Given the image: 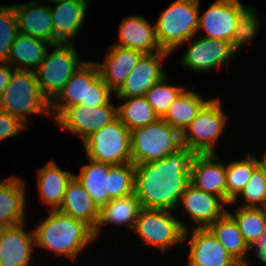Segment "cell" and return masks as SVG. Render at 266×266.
Wrapping results in <instances>:
<instances>
[{
  "mask_svg": "<svg viewBox=\"0 0 266 266\" xmlns=\"http://www.w3.org/2000/svg\"><path fill=\"white\" fill-rule=\"evenodd\" d=\"M195 153L187 147L166 158L134 164V193L145 209L174 211L190 184V169Z\"/></svg>",
  "mask_w": 266,
  "mask_h": 266,
  "instance_id": "obj_1",
  "label": "cell"
},
{
  "mask_svg": "<svg viewBox=\"0 0 266 266\" xmlns=\"http://www.w3.org/2000/svg\"><path fill=\"white\" fill-rule=\"evenodd\" d=\"M33 231L36 247L49 249L57 256L64 255L72 261L96 239L90 225L58 210L51 211Z\"/></svg>",
  "mask_w": 266,
  "mask_h": 266,
  "instance_id": "obj_2",
  "label": "cell"
},
{
  "mask_svg": "<svg viewBox=\"0 0 266 266\" xmlns=\"http://www.w3.org/2000/svg\"><path fill=\"white\" fill-rule=\"evenodd\" d=\"M114 93L102 80L95 62H85L64 84L62 91L50 103V113L55 120L67 107L83 105L98 107L111 101Z\"/></svg>",
  "mask_w": 266,
  "mask_h": 266,
  "instance_id": "obj_3",
  "label": "cell"
},
{
  "mask_svg": "<svg viewBox=\"0 0 266 266\" xmlns=\"http://www.w3.org/2000/svg\"><path fill=\"white\" fill-rule=\"evenodd\" d=\"M0 110L19 118L27 125L29 114L49 115L50 102L43 96L35 72L14 69L0 96Z\"/></svg>",
  "mask_w": 266,
  "mask_h": 266,
  "instance_id": "obj_4",
  "label": "cell"
},
{
  "mask_svg": "<svg viewBox=\"0 0 266 266\" xmlns=\"http://www.w3.org/2000/svg\"><path fill=\"white\" fill-rule=\"evenodd\" d=\"M200 0H176L161 12L155 24L156 38L162 50L173 52L199 28Z\"/></svg>",
  "mask_w": 266,
  "mask_h": 266,
  "instance_id": "obj_5",
  "label": "cell"
},
{
  "mask_svg": "<svg viewBox=\"0 0 266 266\" xmlns=\"http://www.w3.org/2000/svg\"><path fill=\"white\" fill-rule=\"evenodd\" d=\"M130 132L133 164L166 158L183 147L181 133L163 118Z\"/></svg>",
  "mask_w": 266,
  "mask_h": 266,
  "instance_id": "obj_6",
  "label": "cell"
},
{
  "mask_svg": "<svg viewBox=\"0 0 266 266\" xmlns=\"http://www.w3.org/2000/svg\"><path fill=\"white\" fill-rule=\"evenodd\" d=\"M75 43L53 45L35 71L43 96L51 103L62 91L64 84L86 61H81Z\"/></svg>",
  "mask_w": 266,
  "mask_h": 266,
  "instance_id": "obj_7",
  "label": "cell"
},
{
  "mask_svg": "<svg viewBox=\"0 0 266 266\" xmlns=\"http://www.w3.org/2000/svg\"><path fill=\"white\" fill-rule=\"evenodd\" d=\"M171 210L142 208L132 232L162 253L183 242L187 226L177 219Z\"/></svg>",
  "mask_w": 266,
  "mask_h": 266,
  "instance_id": "obj_8",
  "label": "cell"
},
{
  "mask_svg": "<svg viewBox=\"0 0 266 266\" xmlns=\"http://www.w3.org/2000/svg\"><path fill=\"white\" fill-rule=\"evenodd\" d=\"M219 98H212L189 123L182 135V145L195 154L216 153L215 144L227 125L226 112Z\"/></svg>",
  "mask_w": 266,
  "mask_h": 266,
  "instance_id": "obj_9",
  "label": "cell"
},
{
  "mask_svg": "<svg viewBox=\"0 0 266 266\" xmlns=\"http://www.w3.org/2000/svg\"><path fill=\"white\" fill-rule=\"evenodd\" d=\"M88 159L120 165L132 163L131 132L117 117L83 141Z\"/></svg>",
  "mask_w": 266,
  "mask_h": 266,
  "instance_id": "obj_10",
  "label": "cell"
},
{
  "mask_svg": "<svg viewBox=\"0 0 266 266\" xmlns=\"http://www.w3.org/2000/svg\"><path fill=\"white\" fill-rule=\"evenodd\" d=\"M117 117V106L109 102L98 107H86L80 104L67 107L54 121L64 130L81 137L83 142L93 132Z\"/></svg>",
  "mask_w": 266,
  "mask_h": 266,
  "instance_id": "obj_11",
  "label": "cell"
},
{
  "mask_svg": "<svg viewBox=\"0 0 266 266\" xmlns=\"http://www.w3.org/2000/svg\"><path fill=\"white\" fill-rule=\"evenodd\" d=\"M199 33L197 40L191 42L189 38L185 41L188 43V48L181 58V63L185 68L198 73H206L225 65L235 56L236 53L232 50L230 42L201 37V32Z\"/></svg>",
  "mask_w": 266,
  "mask_h": 266,
  "instance_id": "obj_12",
  "label": "cell"
},
{
  "mask_svg": "<svg viewBox=\"0 0 266 266\" xmlns=\"http://www.w3.org/2000/svg\"><path fill=\"white\" fill-rule=\"evenodd\" d=\"M188 232L183 236V242L189 241L188 266H242L208 228H192L190 239Z\"/></svg>",
  "mask_w": 266,
  "mask_h": 266,
  "instance_id": "obj_13",
  "label": "cell"
},
{
  "mask_svg": "<svg viewBox=\"0 0 266 266\" xmlns=\"http://www.w3.org/2000/svg\"><path fill=\"white\" fill-rule=\"evenodd\" d=\"M170 52L161 50L154 54H144L130 72L122 86L114 93L116 98L145 96L146 92L166 74L163 70V58Z\"/></svg>",
  "mask_w": 266,
  "mask_h": 266,
  "instance_id": "obj_14",
  "label": "cell"
},
{
  "mask_svg": "<svg viewBox=\"0 0 266 266\" xmlns=\"http://www.w3.org/2000/svg\"><path fill=\"white\" fill-rule=\"evenodd\" d=\"M240 13V0H216L204 14L199 15L203 37L231 43Z\"/></svg>",
  "mask_w": 266,
  "mask_h": 266,
  "instance_id": "obj_15",
  "label": "cell"
},
{
  "mask_svg": "<svg viewBox=\"0 0 266 266\" xmlns=\"http://www.w3.org/2000/svg\"><path fill=\"white\" fill-rule=\"evenodd\" d=\"M216 153L195 154L190 169V184L220 197L226 203V164Z\"/></svg>",
  "mask_w": 266,
  "mask_h": 266,
  "instance_id": "obj_16",
  "label": "cell"
},
{
  "mask_svg": "<svg viewBox=\"0 0 266 266\" xmlns=\"http://www.w3.org/2000/svg\"><path fill=\"white\" fill-rule=\"evenodd\" d=\"M180 204L184 206V212H188L190 218L198 224L193 228H208L227 211V204L220 197L204 192L192 184L181 195L178 206Z\"/></svg>",
  "mask_w": 266,
  "mask_h": 266,
  "instance_id": "obj_17",
  "label": "cell"
},
{
  "mask_svg": "<svg viewBox=\"0 0 266 266\" xmlns=\"http://www.w3.org/2000/svg\"><path fill=\"white\" fill-rule=\"evenodd\" d=\"M25 223L0 230V266H29L35 246L34 231L26 233Z\"/></svg>",
  "mask_w": 266,
  "mask_h": 266,
  "instance_id": "obj_18",
  "label": "cell"
},
{
  "mask_svg": "<svg viewBox=\"0 0 266 266\" xmlns=\"http://www.w3.org/2000/svg\"><path fill=\"white\" fill-rule=\"evenodd\" d=\"M17 18L18 32L57 45L53 30L50 5L40 6L33 0L29 3L13 5Z\"/></svg>",
  "mask_w": 266,
  "mask_h": 266,
  "instance_id": "obj_19",
  "label": "cell"
},
{
  "mask_svg": "<svg viewBox=\"0 0 266 266\" xmlns=\"http://www.w3.org/2000/svg\"><path fill=\"white\" fill-rule=\"evenodd\" d=\"M89 0H59L50 7L53 21L55 41L60 43H74L75 36L83 27Z\"/></svg>",
  "mask_w": 266,
  "mask_h": 266,
  "instance_id": "obj_20",
  "label": "cell"
},
{
  "mask_svg": "<svg viewBox=\"0 0 266 266\" xmlns=\"http://www.w3.org/2000/svg\"><path fill=\"white\" fill-rule=\"evenodd\" d=\"M144 54L140 51L110 45L103 63L95 62L100 77L115 93Z\"/></svg>",
  "mask_w": 266,
  "mask_h": 266,
  "instance_id": "obj_21",
  "label": "cell"
},
{
  "mask_svg": "<svg viewBox=\"0 0 266 266\" xmlns=\"http://www.w3.org/2000/svg\"><path fill=\"white\" fill-rule=\"evenodd\" d=\"M143 16L125 17L119 27L117 46L130 48L143 54H154L161 51L156 38L155 26L150 25Z\"/></svg>",
  "mask_w": 266,
  "mask_h": 266,
  "instance_id": "obj_22",
  "label": "cell"
},
{
  "mask_svg": "<svg viewBox=\"0 0 266 266\" xmlns=\"http://www.w3.org/2000/svg\"><path fill=\"white\" fill-rule=\"evenodd\" d=\"M20 177L0 181V230L25 223L26 184Z\"/></svg>",
  "mask_w": 266,
  "mask_h": 266,
  "instance_id": "obj_23",
  "label": "cell"
},
{
  "mask_svg": "<svg viewBox=\"0 0 266 266\" xmlns=\"http://www.w3.org/2000/svg\"><path fill=\"white\" fill-rule=\"evenodd\" d=\"M74 173L64 171L54 160H50L37 171V187L41 201L50 206V211L58 210L62 204L66 187Z\"/></svg>",
  "mask_w": 266,
  "mask_h": 266,
  "instance_id": "obj_24",
  "label": "cell"
},
{
  "mask_svg": "<svg viewBox=\"0 0 266 266\" xmlns=\"http://www.w3.org/2000/svg\"><path fill=\"white\" fill-rule=\"evenodd\" d=\"M49 47L52 45L43 40L18 33L10 47L7 63L17 70L35 72Z\"/></svg>",
  "mask_w": 266,
  "mask_h": 266,
  "instance_id": "obj_25",
  "label": "cell"
},
{
  "mask_svg": "<svg viewBox=\"0 0 266 266\" xmlns=\"http://www.w3.org/2000/svg\"><path fill=\"white\" fill-rule=\"evenodd\" d=\"M58 211L86 222L93 229L100 215V209L75 177L68 183Z\"/></svg>",
  "mask_w": 266,
  "mask_h": 266,
  "instance_id": "obj_26",
  "label": "cell"
},
{
  "mask_svg": "<svg viewBox=\"0 0 266 266\" xmlns=\"http://www.w3.org/2000/svg\"><path fill=\"white\" fill-rule=\"evenodd\" d=\"M142 209L141 203L135 193L124 197L111 199L100 209L99 220L94 229L95 238L100 235L102 226L107 224L123 225L133 231L136 219Z\"/></svg>",
  "mask_w": 266,
  "mask_h": 266,
  "instance_id": "obj_27",
  "label": "cell"
},
{
  "mask_svg": "<svg viewBox=\"0 0 266 266\" xmlns=\"http://www.w3.org/2000/svg\"><path fill=\"white\" fill-rule=\"evenodd\" d=\"M208 229L233 258L242 266H248L249 261L245 256L251 248L245 242L236 221L227 211Z\"/></svg>",
  "mask_w": 266,
  "mask_h": 266,
  "instance_id": "obj_28",
  "label": "cell"
},
{
  "mask_svg": "<svg viewBox=\"0 0 266 266\" xmlns=\"http://www.w3.org/2000/svg\"><path fill=\"white\" fill-rule=\"evenodd\" d=\"M210 100H205L196 91H193V88L189 91L184 89L169 106L163 119L182 134Z\"/></svg>",
  "mask_w": 266,
  "mask_h": 266,
  "instance_id": "obj_29",
  "label": "cell"
},
{
  "mask_svg": "<svg viewBox=\"0 0 266 266\" xmlns=\"http://www.w3.org/2000/svg\"><path fill=\"white\" fill-rule=\"evenodd\" d=\"M88 160L89 164L83 165L80 174H74V177L92 197L98 208L101 209L111 200L108 195L107 177L109 169L113 165Z\"/></svg>",
  "mask_w": 266,
  "mask_h": 266,
  "instance_id": "obj_30",
  "label": "cell"
},
{
  "mask_svg": "<svg viewBox=\"0 0 266 266\" xmlns=\"http://www.w3.org/2000/svg\"><path fill=\"white\" fill-rule=\"evenodd\" d=\"M117 100H123V104L117 105V114L129 131L144 127L159 118L145 96L117 98Z\"/></svg>",
  "mask_w": 266,
  "mask_h": 266,
  "instance_id": "obj_31",
  "label": "cell"
},
{
  "mask_svg": "<svg viewBox=\"0 0 266 266\" xmlns=\"http://www.w3.org/2000/svg\"><path fill=\"white\" fill-rule=\"evenodd\" d=\"M236 221L245 242L252 248L266 231V214L263 208L238 207L235 213L227 211Z\"/></svg>",
  "mask_w": 266,
  "mask_h": 266,
  "instance_id": "obj_32",
  "label": "cell"
},
{
  "mask_svg": "<svg viewBox=\"0 0 266 266\" xmlns=\"http://www.w3.org/2000/svg\"><path fill=\"white\" fill-rule=\"evenodd\" d=\"M256 167L255 156L249 152L243 159L226 165V204L228 206L248 183Z\"/></svg>",
  "mask_w": 266,
  "mask_h": 266,
  "instance_id": "obj_33",
  "label": "cell"
},
{
  "mask_svg": "<svg viewBox=\"0 0 266 266\" xmlns=\"http://www.w3.org/2000/svg\"><path fill=\"white\" fill-rule=\"evenodd\" d=\"M256 8L243 6L240 2L238 23L231 40L232 50L237 53L244 44L250 43L260 29V21Z\"/></svg>",
  "mask_w": 266,
  "mask_h": 266,
  "instance_id": "obj_34",
  "label": "cell"
},
{
  "mask_svg": "<svg viewBox=\"0 0 266 266\" xmlns=\"http://www.w3.org/2000/svg\"><path fill=\"white\" fill-rule=\"evenodd\" d=\"M167 80L168 76L166 75L162 80L156 82L145 94V98L159 118L165 116L169 106L185 89L184 87L170 85Z\"/></svg>",
  "mask_w": 266,
  "mask_h": 266,
  "instance_id": "obj_35",
  "label": "cell"
},
{
  "mask_svg": "<svg viewBox=\"0 0 266 266\" xmlns=\"http://www.w3.org/2000/svg\"><path fill=\"white\" fill-rule=\"evenodd\" d=\"M133 163L113 165L108 172V195L110 199L128 196L134 193Z\"/></svg>",
  "mask_w": 266,
  "mask_h": 266,
  "instance_id": "obj_36",
  "label": "cell"
},
{
  "mask_svg": "<svg viewBox=\"0 0 266 266\" xmlns=\"http://www.w3.org/2000/svg\"><path fill=\"white\" fill-rule=\"evenodd\" d=\"M239 196L244 199L242 207L263 208L266 205V176L258 167L253 170L248 183L229 205H237Z\"/></svg>",
  "mask_w": 266,
  "mask_h": 266,
  "instance_id": "obj_37",
  "label": "cell"
},
{
  "mask_svg": "<svg viewBox=\"0 0 266 266\" xmlns=\"http://www.w3.org/2000/svg\"><path fill=\"white\" fill-rule=\"evenodd\" d=\"M18 33L13 5L0 7V62H7L10 47Z\"/></svg>",
  "mask_w": 266,
  "mask_h": 266,
  "instance_id": "obj_38",
  "label": "cell"
},
{
  "mask_svg": "<svg viewBox=\"0 0 266 266\" xmlns=\"http://www.w3.org/2000/svg\"><path fill=\"white\" fill-rule=\"evenodd\" d=\"M25 129H27V125L19 118L0 110V142L22 133V130Z\"/></svg>",
  "mask_w": 266,
  "mask_h": 266,
  "instance_id": "obj_39",
  "label": "cell"
},
{
  "mask_svg": "<svg viewBox=\"0 0 266 266\" xmlns=\"http://www.w3.org/2000/svg\"><path fill=\"white\" fill-rule=\"evenodd\" d=\"M13 70L14 68H12L7 62H0V96L9 83Z\"/></svg>",
  "mask_w": 266,
  "mask_h": 266,
  "instance_id": "obj_40",
  "label": "cell"
},
{
  "mask_svg": "<svg viewBox=\"0 0 266 266\" xmlns=\"http://www.w3.org/2000/svg\"><path fill=\"white\" fill-rule=\"evenodd\" d=\"M256 251L258 259L262 264H266V231L256 244L251 248V251Z\"/></svg>",
  "mask_w": 266,
  "mask_h": 266,
  "instance_id": "obj_41",
  "label": "cell"
},
{
  "mask_svg": "<svg viewBox=\"0 0 266 266\" xmlns=\"http://www.w3.org/2000/svg\"><path fill=\"white\" fill-rule=\"evenodd\" d=\"M257 167L262 171V173L266 176V151L263 153L262 160L255 157Z\"/></svg>",
  "mask_w": 266,
  "mask_h": 266,
  "instance_id": "obj_42",
  "label": "cell"
},
{
  "mask_svg": "<svg viewBox=\"0 0 266 266\" xmlns=\"http://www.w3.org/2000/svg\"><path fill=\"white\" fill-rule=\"evenodd\" d=\"M264 211H265V214H266V205L263 207Z\"/></svg>",
  "mask_w": 266,
  "mask_h": 266,
  "instance_id": "obj_43",
  "label": "cell"
}]
</instances>
